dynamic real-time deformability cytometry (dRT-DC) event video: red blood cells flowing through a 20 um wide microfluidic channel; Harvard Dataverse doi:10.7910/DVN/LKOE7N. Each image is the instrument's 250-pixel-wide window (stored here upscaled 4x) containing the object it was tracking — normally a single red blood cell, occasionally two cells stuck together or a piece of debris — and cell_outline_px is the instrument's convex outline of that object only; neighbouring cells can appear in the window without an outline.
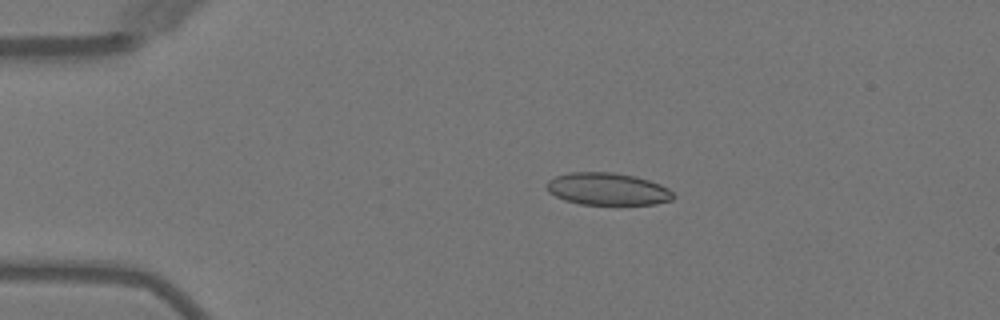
{"species": "Egyptian fruit bat (a non-hibernating species)", "species_latin": "Rousettus aegyptiacus", "temperature_condition": "warm", "stored_images_in_passage": 3, "camera_frame_rate_fps": 3000, "um_per_image_px": 0.085, "animal": {"sex": "female"}, "frame": {"image": 1, "passage_image": 2, "time_ms": 2.0, "image_size_px": [1000, 320], "cell_outline_px": [[676, 196], [672, 200], [656, 204], [580, 204], [564, 200], [548, 192], [544, 184], [548, 180], [556, 176], [568, 172], [612, 172], [636, 176], [660, 184], [668, 188]], "centroid_in_image_um": [51.62, 16.06], "position_along_channel_um": 33.4, "area_um2": 23.99}}
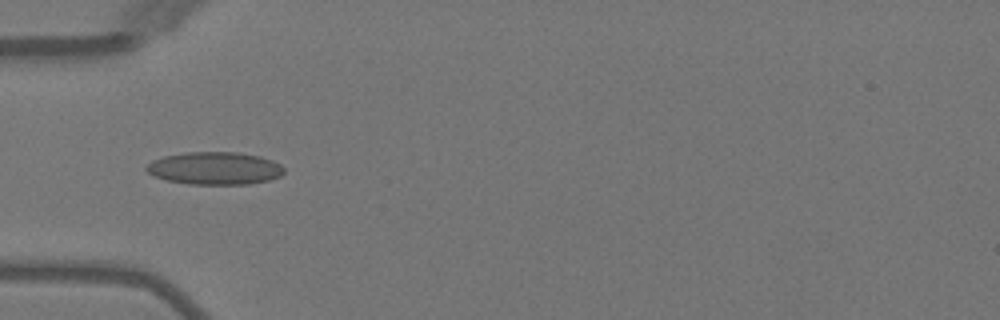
{"frame": {"image": 2, "passage_image": 3, "time_ms": 4.0, "image_size_px": [1000, 320], "cell_outline_px": [[284, 172], [280, 176], [268, 180], [248, 184], [188, 184], [168, 180], [156, 176], [148, 172], [144, 168], [152, 160], [164, 156], [184, 152], [240, 152], [260, 156], [272, 160], [280, 164], [284, 168]], "centroid_in_image_um": [18.27, 14.29], "position_along_channel_um": 66.7, "area_um2": 26.18}}